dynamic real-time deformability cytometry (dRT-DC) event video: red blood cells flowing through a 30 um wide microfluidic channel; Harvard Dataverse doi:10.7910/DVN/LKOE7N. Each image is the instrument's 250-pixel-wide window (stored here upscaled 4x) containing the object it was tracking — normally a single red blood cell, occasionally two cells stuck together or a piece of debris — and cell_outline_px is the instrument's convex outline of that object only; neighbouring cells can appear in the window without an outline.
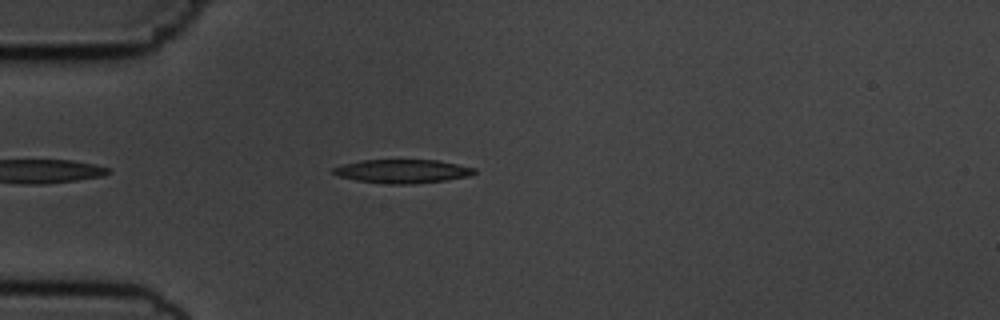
{"species": "common noctule bat (a hibernating species)", "species_latin": "Nyctalus noctula", "temperature_condition": "cold", "stored_images_in_passage": 29, "camera_frame_rate_fps": 3000, "um_per_image_px": 0.085, "animal": {"sex": "male", "body_mass_g": 19.5, "forearm_length_mm": 54.6}, "frame": {"image": 1, "passage_image": 5, "time_ms": 1.333, "image_size_px": [1000, 320], "cell_outline_px": [[476, 172], [468, 176], [444, 180], [412, 184], [388, 184], [356, 180], [336, 176], [332, 172], [332, 168], [344, 164], [360, 160], [436, 160], [476, 168]], "centroid_in_image_um": [34.16, 14.55], "position_along_channel_um": 50.8, "area_um2": 19.36}}
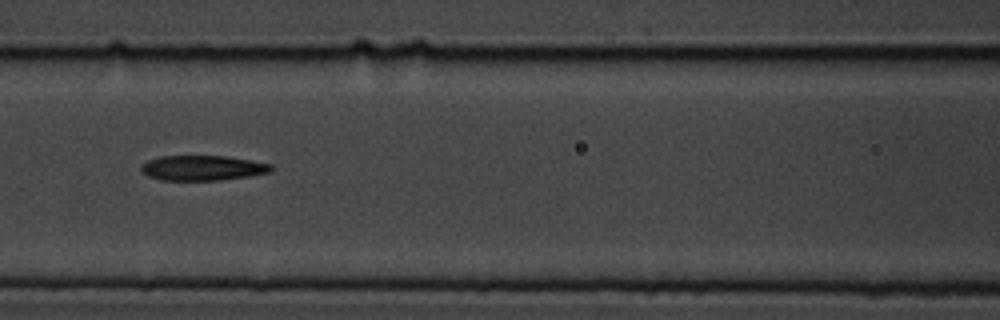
{"frame": {"image": 2, "passage_image": 14, "time_ms": 4.333, "image_size_px": [1000, 320], "cell_outline_px": [[276, 168], [272, 172], [248, 176], [220, 180], [160, 180], [148, 176], [140, 168], [140, 164], [148, 160], [160, 156], [224, 156], [252, 160], [272, 164]], "centroid_in_image_um": [17.25, 14.27], "position_along_channel_um": 149.3, "area_um2": 19.13}}
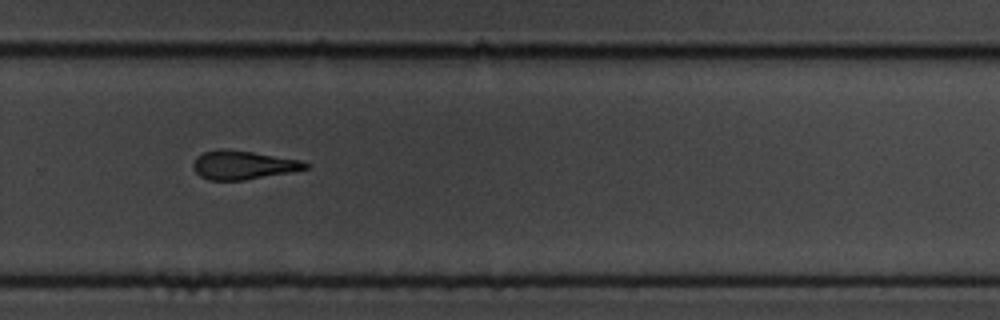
{"frame": {"image": 3, "passage_image": 27, "time_ms": 8.667, "image_size_px": [1000, 320], "cell_outline_px": [[312, 164], [308, 168], [292, 172], [244, 180], [208, 180], [200, 176], [192, 168], [192, 164], [196, 156], [204, 152], [216, 148], [224, 148], [252, 152], [300, 160]], "centroid_in_image_um": [20.64, 14.02], "position_along_channel_um": 309.2, "area_um2": 18.96}}